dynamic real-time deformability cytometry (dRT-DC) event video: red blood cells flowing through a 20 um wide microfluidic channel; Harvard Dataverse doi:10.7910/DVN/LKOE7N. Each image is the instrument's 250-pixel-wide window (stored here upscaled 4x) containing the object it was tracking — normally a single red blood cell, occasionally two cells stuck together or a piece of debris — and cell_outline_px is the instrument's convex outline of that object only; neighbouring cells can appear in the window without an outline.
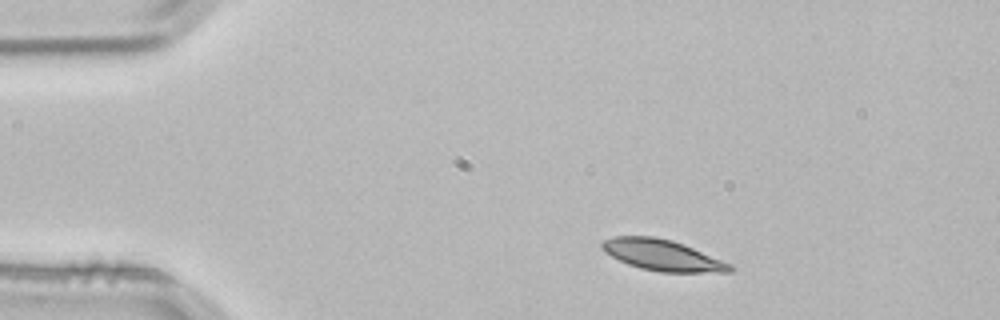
{"species": "common noctule bat (a hibernating species)", "species_latin": "Nyctalus noctula", "temperature_condition": "room temperature", "stored_images_in_passage": 2, "camera_frame_rate_fps": 3000, "um_per_image_px": 0.085, "animal": {"sex": "male", "body_mass_g": 21.5, "forearm_length_mm": 52.0}, "frame": {"image": 1, "passage_image": 1, "time_ms": 0.0, "image_size_px": [1000, 320], "cell_outline_px": [[736, 268], [732, 272], [660, 272], [640, 268], [628, 264], [604, 252], [600, 248], [600, 244], [604, 240], [612, 236], [652, 236], [672, 240], [684, 244], [732, 264]], "centroid_in_image_um": [56.31, 21.69], "position_along_channel_um": 28.7, "area_um2": 23.24}}